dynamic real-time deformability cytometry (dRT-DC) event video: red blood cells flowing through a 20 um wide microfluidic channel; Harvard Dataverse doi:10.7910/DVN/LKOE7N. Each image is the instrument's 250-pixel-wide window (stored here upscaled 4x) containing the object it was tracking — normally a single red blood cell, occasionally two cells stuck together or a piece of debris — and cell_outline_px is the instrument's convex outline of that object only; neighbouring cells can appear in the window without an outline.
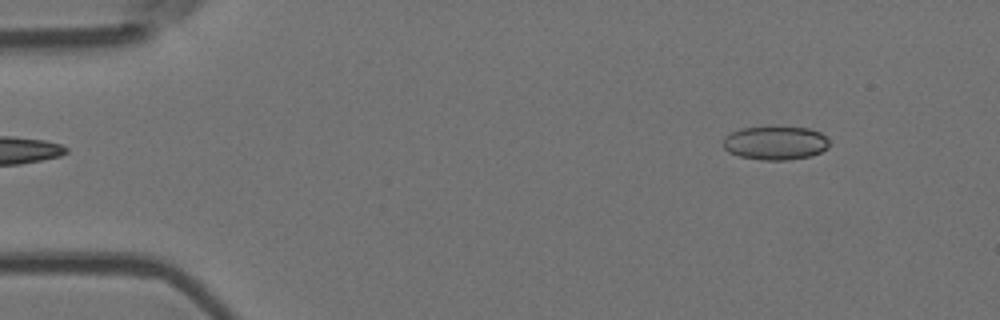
{"species": "Egyptian fruit bat (a non-hibernating species)", "species_latin": "Rousettus aegyptiacus", "temperature_condition": "room temperature", "stored_images_in_passage": 6, "camera_frame_rate_fps": 3000, "um_per_image_px": 0.085, "animal": {"sex": "female"}, "frame": {"image": 1, "passage_image": 6, "time_ms": 1.667, "image_size_px": [1000, 320], "cell_outline_px": [[828, 148], [812, 156], [788, 160], [760, 160], [740, 156], [728, 152], [724, 148], [724, 136], [728, 132], [740, 128], [772, 124], [780, 124], [808, 128], [820, 132], [828, 140]], "centroid_in_image_um": [65.88, 12.1], "position_along_channel_um": 19.1, "area_um2": 21.79}}